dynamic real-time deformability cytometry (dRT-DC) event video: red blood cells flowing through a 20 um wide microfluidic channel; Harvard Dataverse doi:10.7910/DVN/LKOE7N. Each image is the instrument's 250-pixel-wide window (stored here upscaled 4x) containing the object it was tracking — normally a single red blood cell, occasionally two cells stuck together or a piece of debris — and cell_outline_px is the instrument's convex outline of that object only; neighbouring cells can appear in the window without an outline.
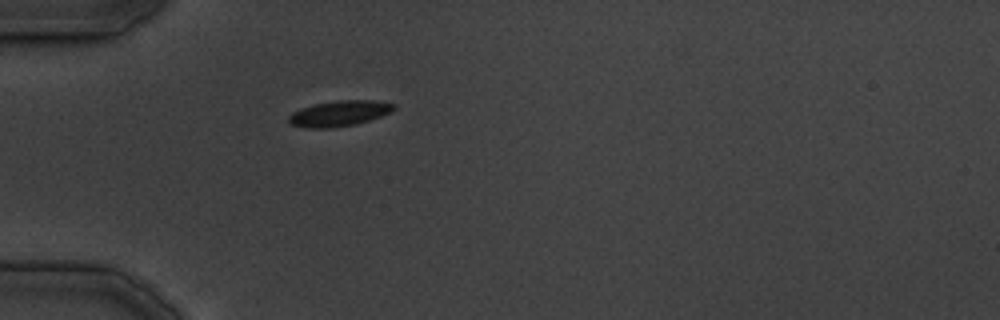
{"species": "common noctule bat (a hibernating species)", "species_latin": "Nyctalus noctula", "temperature_condition": "cold", "stored_images_in_passage": 26, "camera_frame_rate_fps": 3000, "um_per_image_px": 0.085, "animal": {"sex": "male", "body_mass_g": 19.5, "forearm_length_mm": 54.6}, "frame": {"image": 1, "passage_image": 1, "time_ms": 0.0, "image_size_px": [1000, 320], "cell_outline_px": [[396, 108], [392, 112], [356, 124], [328, 128], [304, 128], [288, 124], [288, 116], [292, 112], [300, 108], [316, 104], [340, 100], [372, 100], [396, 104]], "centroid_in_image_um": [28.81, 9.65], "position_along_channel_um": 56.2, "area_um2": 15.72}}
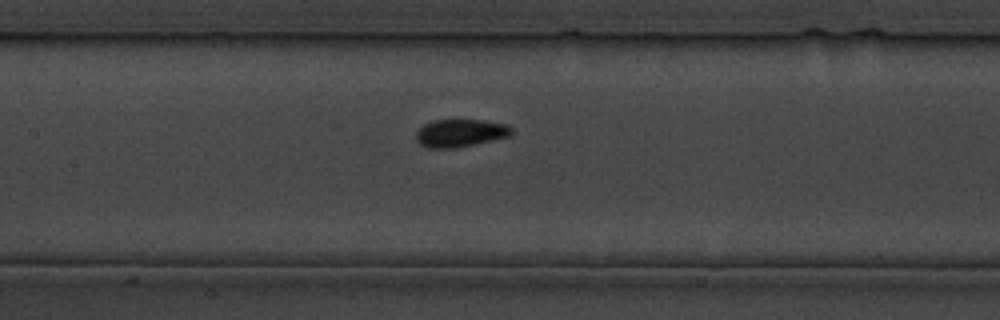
{"frame": {"image": 2, "passage_image": 8, "time_ms": 8.333, "image_size_px": [1000, 320], "cell_outline_px": [[512, 132], [508, 136], [492, 140], [456, 148], [428, 148], [420, 144], [416, 140], [416, 132], [424, 124], [432, 120], [480, 120], [508, 124], [512, 128]], "centroid_in_image_um": [39.1, 11.31], "position_along_channel_um": 168.3, "area_um2": 15.37}}
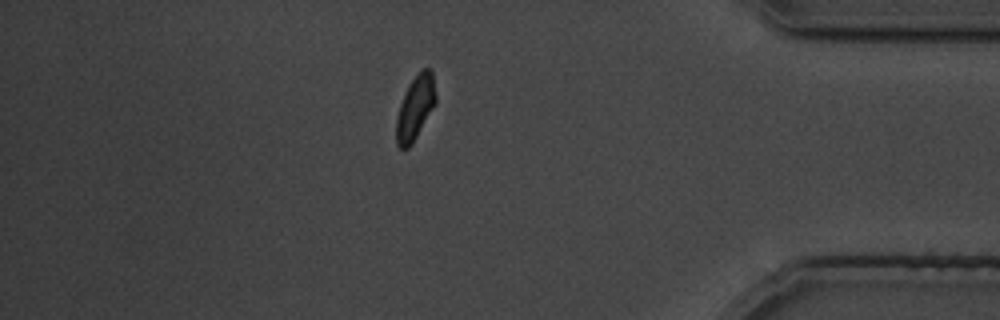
{"frame": {"image": 3, "passage_image": 22, "time_ms": 26.333, "image_size_px": [1000, 320], "cell_outline_px": [[436, 104], [412, 144], [408, 148], [400, 148], [396, 144], [396, 116], [400, 104], [408, 84], [424, 68], [428, 68], [432, 72], [436, 96]], "centroid_in_image_um": [35.29, 9.19], "position_along_channel_um": 399.9, "area_um2": 14.68}}